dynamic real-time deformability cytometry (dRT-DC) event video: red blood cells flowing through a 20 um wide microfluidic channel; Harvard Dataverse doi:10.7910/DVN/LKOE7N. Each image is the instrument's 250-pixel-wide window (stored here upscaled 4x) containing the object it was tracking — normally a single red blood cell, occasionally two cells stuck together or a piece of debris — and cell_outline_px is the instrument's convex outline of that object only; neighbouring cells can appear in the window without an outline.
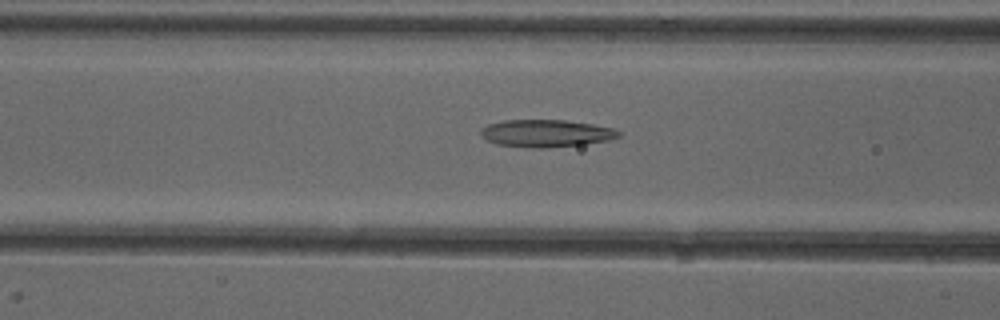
{"species": "common noctule bat (a hibernating species)", "species_latin": "Nyctalus noctula", "temperature_condition": "cold", "stored_images_in_passage": 52, "camera_frame_rate_fps": 3000, "um_per_image_px": 0.085, "animal": {"sex": "female"}, "frame": {"image": 1, "passage_image": 21, "time_ms": 6.667, "image_size_px": [1000, 320], "cell_outline_px": [[620, 136], [608, 140], [584, 144], [544, 148], [532, 148], [496, 144], [480, 136], [480, 128], [488, 124], [504, 120], [564, 120], [592, 124], [612, 128], [620, 132]], "centroid_in_image_um": [46.37, 11.33], "position_along_channel_um": 120.2, "area_um2": 21.96}}
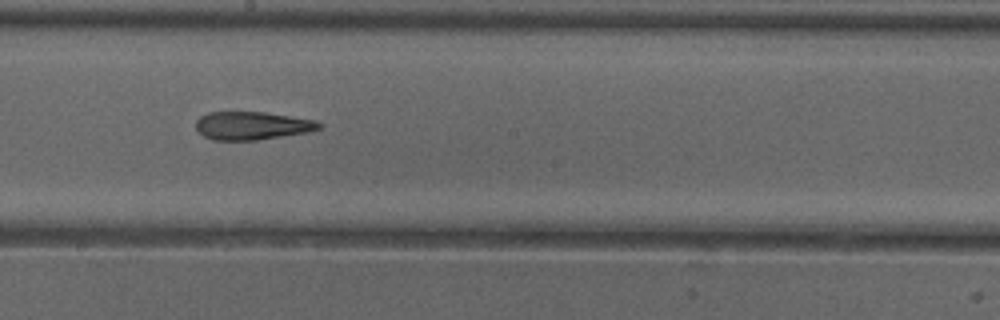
{"frame": {"image": 2, "passage_image": 29, "time_ms": 9.333, "image_size_px": [1000, 320], "cell_outline_px": [[324, 124], [320, 128], [308, 132], [256, 140], [212, 140], [204, 136], [196, 128], [196, 120], [200, 116], [208, 112], [264, 112], [316, 120]], "centroid_in_image_um": [21.43, 10.68], "position_along_channel_um": 226.8, "area_um2": 20.17}}
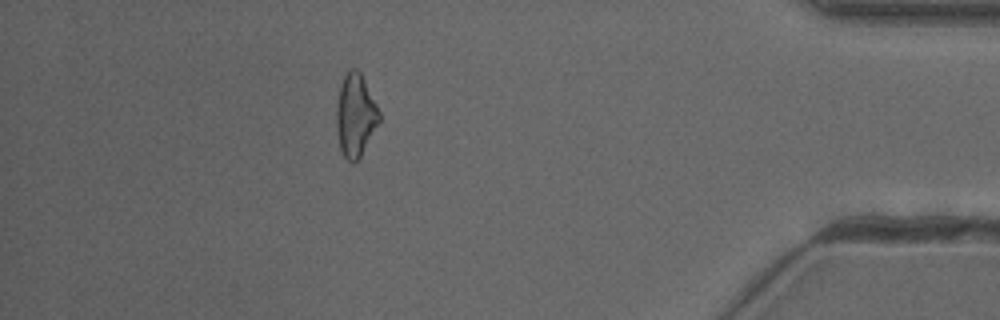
{"frame": {"image": 3, "passage_image": 46, "time_ms": 15.0, "image_size_px": [1000, 320], "cell_outline_px": [[380, 120], [360, 156], [352, 164], [340, 152], [336, 132], [336, 108], [340, 84], [348, 68], [356, 68], [360, 72], [380, 112]], "centroid_in_image_um": [30.18, 9.8], "position_along_channel_um": 405.0, "area_um2": 20.58}, "authors_computed_cell_mechanics": {"area_um2": 21.4149, "velocity_mm_per_s": 3.9873, "shape_relaxation_time_tau1_ms": null, "shape_relaxation_time_tau2_ms": 4.1693, "deformation_change_tau1": null, "deformation_change_tau2": 0.1727}}